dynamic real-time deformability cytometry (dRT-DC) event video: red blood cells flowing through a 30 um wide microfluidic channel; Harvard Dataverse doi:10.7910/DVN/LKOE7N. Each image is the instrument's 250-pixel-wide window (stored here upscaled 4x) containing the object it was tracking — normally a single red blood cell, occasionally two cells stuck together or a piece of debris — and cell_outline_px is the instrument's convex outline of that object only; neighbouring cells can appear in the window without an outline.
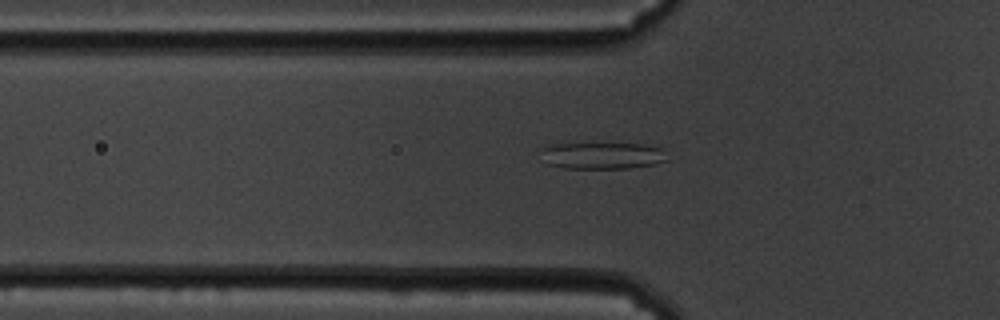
{"species": "common noctule bat (a hibernating species)", "species_latin": "Nyctalus noctula", "temperature_condition": "cold", "stored_images_in_passage": 44, "camera_frame_rate_fps": 3000, "um_per_image_px": 0.085, "animal": {"sex": "male", "body_mass_g": 19.5, "forearm_length_mm": 54.6}, "frame": {"image": 1, "passage_image": 8, "time_ms": 2.333, "image_size_px": [1000, 320], "cell_outline_px": [[668, 160], [652, 164], [628, 168], [564, 168], [548, 164], [544, 148], [556, 144], [644, 144], [660, 148]], "centroid_in_image_um": [51.27, 13.23], "position_along_channel_um": 74.5, "area_um2": 18.9}}
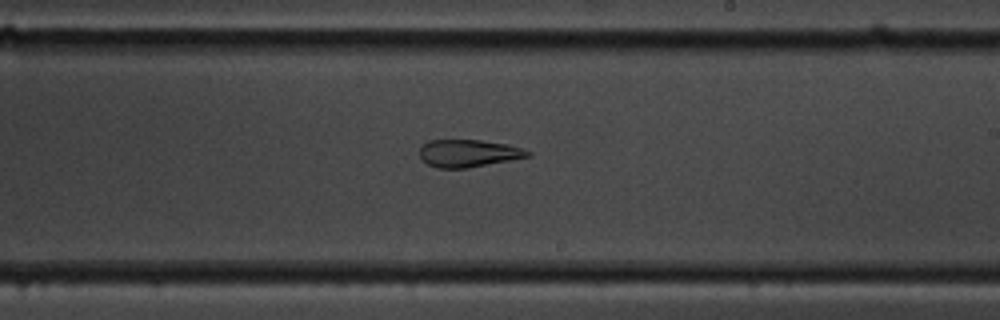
{"frame": {"image": 2, "passage_image": 23, "time_ms": 7.333, "image_size_px": [1000, 320], "cell_outline_px": [[532, 156], [468, 168], [436, 168], [420, 160], [420, 148], [428, 140], [480, 140], [508, 144], [532, 152]], "centroid_in_image_um": [39.81, 13.03], "position_along_channel_um": 249.2, "area_um2": 17.4}}
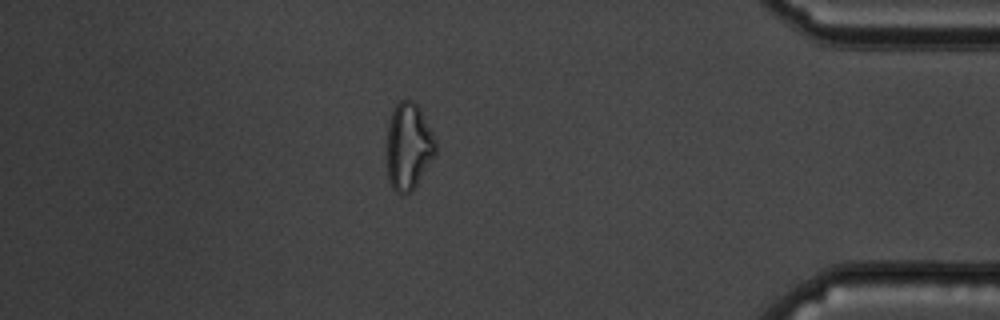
{"frame": {"image": 3, "passage_image": 39, "time_ms": 12.667, "image_size_px": [1000, 320], "cell_outline_px": [[436, 152], [412, 192], [404, 196], [396, 192], [392, 188], [388, 180], [388, 124], [392, 112], [396, 104], [400, 100], [412, 100], [420, 108], [436, 140]], "centroid_in_image_um": [34.73, 12.47], "position_along_channel_um": 400.5, "area_um2": 24.57}, "authors_computed_cell_mechanics": {"area_um2": 18.9006, "velocity_mm_per_s": 3.4825, "shape_relaxation_time_tau1_ms": null, "shape_relaxation_time_tau2_ms": 3.4403, "deformation_change_tau1": null, "deformation_change_tau2": 0.1138}}